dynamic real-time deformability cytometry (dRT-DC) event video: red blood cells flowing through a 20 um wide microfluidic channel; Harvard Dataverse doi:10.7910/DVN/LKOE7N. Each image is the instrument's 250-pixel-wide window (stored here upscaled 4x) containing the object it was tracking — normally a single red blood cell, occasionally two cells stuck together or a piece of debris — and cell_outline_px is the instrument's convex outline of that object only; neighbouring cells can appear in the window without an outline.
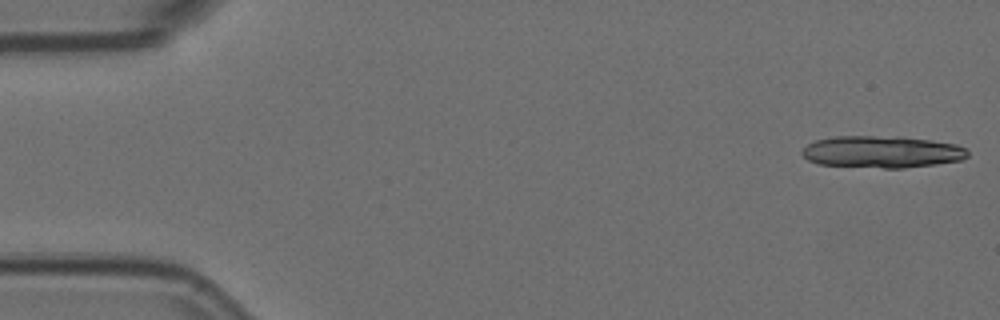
{"species": "Egyptian fruit bat (a non-hibernating species)", "species_latin": "Rousettus aegyptiacus", "temperature_condition": "room temperature", "stored_images_in_passage": 5, "segment_of_instrument_passage": [1, 2], "camera_frame_rate_fps": 3000, "um_per_image_px": 0.085, "animal": {"sex": "female"}, "frame": {"image": 1, "passage_image": 1, "time_ms": 0.0, "image_size_px": [1000, 320], "cell_outline_px": [[968, 156], [960, 160], [936, 164], [904, 168], [884, 168], [820, 164], [808, 160], [800, 152], [808, 144], [816, 140], [836, 136], [900, 136], [932, 140], [956, 144], [964, 148], [968, 152]], "centroid_in_image_um": [74.97, 12.9], "position_along_channel_um": 10.0, "area_um2": 30.81}}